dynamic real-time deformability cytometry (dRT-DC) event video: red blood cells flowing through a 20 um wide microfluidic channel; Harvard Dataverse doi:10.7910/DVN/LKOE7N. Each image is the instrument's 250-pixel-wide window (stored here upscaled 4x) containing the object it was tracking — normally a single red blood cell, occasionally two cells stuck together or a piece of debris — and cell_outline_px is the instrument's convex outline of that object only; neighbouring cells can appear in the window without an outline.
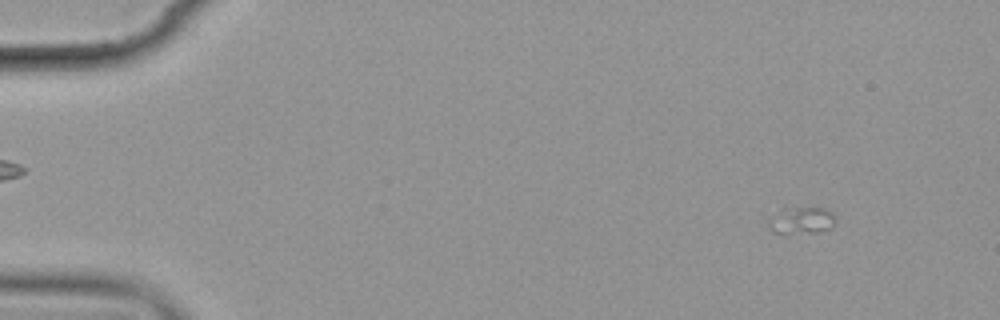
{"species": "common noctule bat (a hibernating species)", "species_latin": "Nyctalus noctula", "temperature_condition": "cold", "stored_images_in_passage": 10, "camera_frame_rate_fps": 3000, "um_per_image_px": 0.085, "animal": {"sex": "female", "body_mass_g": 19.9}, "frame": {"image": 1, "passage_image": 1, "time_ms": 0.0, "image_size_px": [1000, 320], "cell_outline_px": [[836, 224], [832, 228], [816, 232], [772, 232], [768, 228], [768, 220], [784, 208], [824, 208], [832, 212], [836, 216]], "centroid_in_image_um": [68.18, 18.73], "position_along_channel_um": 16.8, "area_um2": 10.35}}